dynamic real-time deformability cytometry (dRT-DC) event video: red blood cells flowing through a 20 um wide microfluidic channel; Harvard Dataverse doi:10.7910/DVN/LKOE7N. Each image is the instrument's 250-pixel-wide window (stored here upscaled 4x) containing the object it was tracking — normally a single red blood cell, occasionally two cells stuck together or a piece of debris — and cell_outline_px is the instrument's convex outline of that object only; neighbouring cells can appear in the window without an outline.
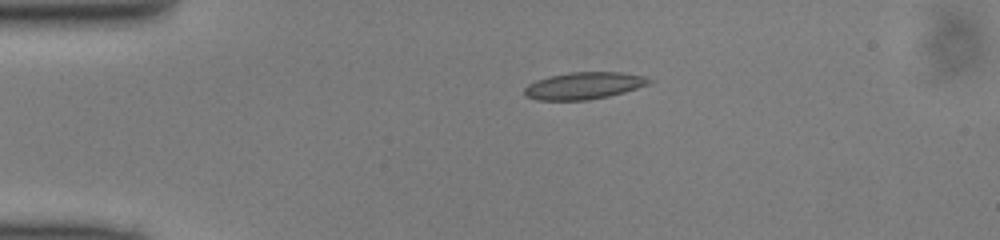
{"species": "common noctule bat (a hibernating species)", "species_latin": "Nyctalus noctula", "temperature_condition": "cold", "stored_images_in_passage": 39, "camera_frame_rate_fps": 3000, "um_per_image_px": 0.085, "animal": {"sex": "male", "body_mass_g": 13.0, "forearm_length_mm": 53.1}, "frame": {"image": 1, "passage_image": 1, "time_ms": 0.0, "image_size_px": [1000, 240], "cell_outline_px": [[656, 80], [648, 84], [624, 92], [608, 96], [588, 100], [536, 100], [524, 96], [524, 88], [528, 84], [536, 80], [548, 76], [568, 72], [620, 72], [648, 76]], "centroid_in_image_um": [49.63, 7.27], "position_along_channel_um": 35.4, "area_um2": 19.88}}
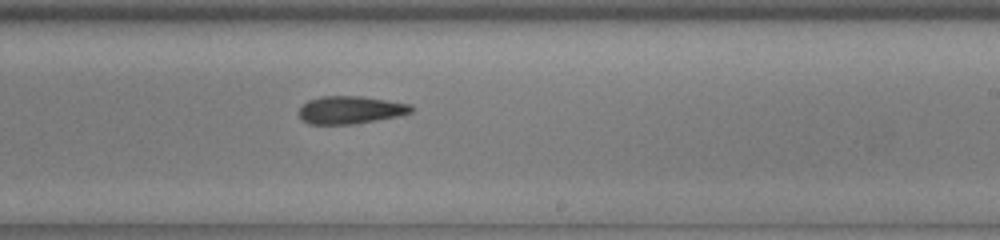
{"frame": {"image": 2, "passage_image": 20, "time_ms": 6.333, "image_size_px": [1000, 240], "cell_outline_px": [[416, 108], [412, 112], [400, 116], [352, 124], [308, 124], [300, 120], [300, 108], [308, 100], [320, 96], [360, 96], [388, 100], [412, 104]], "centroid_in_image_um": [29.82, 9.34], "position_along_channel_um": 259.2, "area_um2": 18.32}}
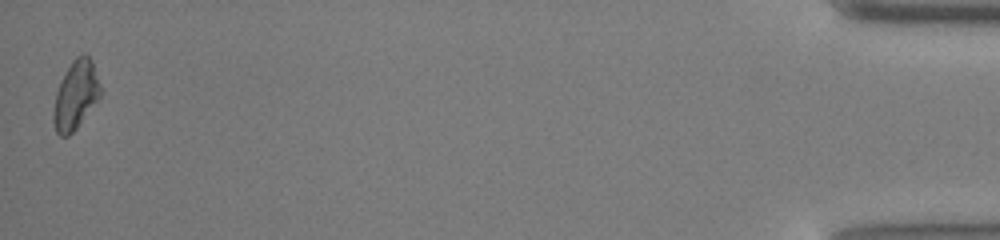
{"frame": {"image": 3, "passage_image": 39, "time_ms": 12.667, "image_size_px": [1000, 240], "cell_outline_px": [[100, 96], [76, 128], [68, 136], [60, 136], [56, 132], [52, 120], [52, 116], [56, 92], [72, 60], [76, 56], [84, 52], [92, 60], [100, 84]], "centroid_in_image_um": [6.42, 8.07], "position_along_channel_um": 428.8, "area_um2": 18.44}}